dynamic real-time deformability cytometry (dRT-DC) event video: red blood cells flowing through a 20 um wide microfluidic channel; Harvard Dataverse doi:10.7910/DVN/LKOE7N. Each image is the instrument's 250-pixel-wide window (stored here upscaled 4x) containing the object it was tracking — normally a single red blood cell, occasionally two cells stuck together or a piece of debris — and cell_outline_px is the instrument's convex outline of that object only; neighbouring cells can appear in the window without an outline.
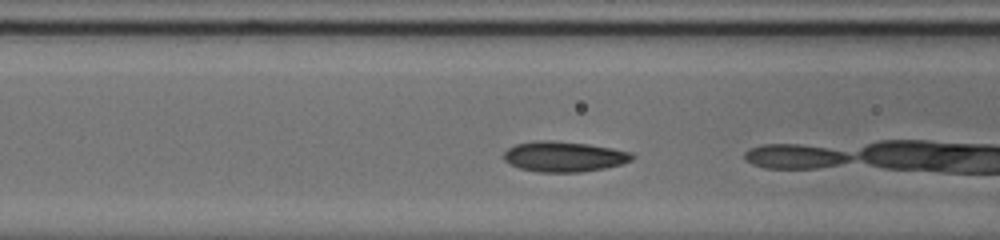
{"species": "common noctule bat (a hibernating species)", "species_latin": "Nyctalus noctula", "temperature_condition": "cold", "stored_images_in_passage": 9, "camera_frame_rate_fps": 3000, "um_per_image_px": 0.085, "animal": {"sex": "male", "body_mass_g": 20.0, "forearm_length_mm": 53.3}, "frame": {"image": 1, "passage_image": 8, "time_ms": 2.333, "image_size_px": [1000, 240], "cell_outline_px": [[636, 156], [632, 160], [620, 164], [604, 168], [580, 172], [536, 172], [520, 168], [504, 160], [504, 152], [508, 148], [516, 144], [536, 140], [552, 140], [588, 144], [612, 148], [632, 152]], "centroid_in_image_um": [47.95, 13.3], "position_along_channel_um": 118.7, "area_um2": 22.72}}